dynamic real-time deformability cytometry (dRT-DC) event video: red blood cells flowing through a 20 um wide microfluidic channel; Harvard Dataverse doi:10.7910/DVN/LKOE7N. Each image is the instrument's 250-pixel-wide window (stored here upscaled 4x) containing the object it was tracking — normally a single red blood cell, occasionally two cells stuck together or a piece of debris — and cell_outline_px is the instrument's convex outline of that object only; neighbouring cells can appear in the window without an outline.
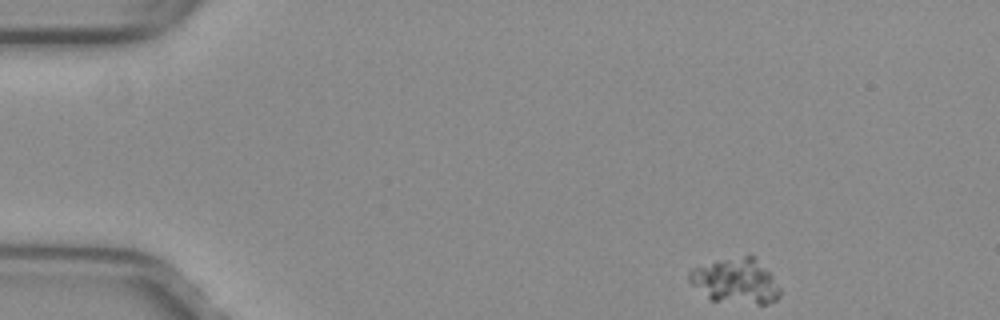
{"species": "common noctule bat (a hibernating species)", "species_latin": "Nyctalus noctula", "temperature_condition": "warm", "stored_images_in_passage": 47, "camera_frame_rate_fps": 3000, "um_per_image_px": 0.085, "animal": {"sex": "female", "body_mass_g": 29.2, "forearm_length_mm": 56.3}, "frame": {"image": 1, "passage_image": 1, "time_ms": 0.0, "image_size_px": [1000, 320], "cell_outline_px": [[780, 296], [776, 300], [768, 304], [756, 304], [708, 300], [688, 280], [688, 272], [692, 268], [724, 260], [744, 256], [756, 256], [772, 276], [780, 288]], "centroid_in_image_um": [62.54, 23.91], "position_along_channel_um": 22.5, "area_um2": 23.7}}
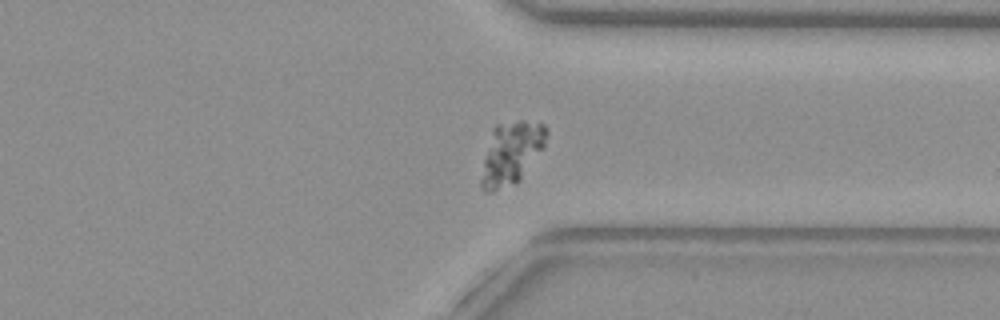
{"frame": {"image": 2, "passage_image": 35, "time_ms": 11.333, "image_size_px": [1000, 320], "cell_outline_px": [[548, 132], [544, 148], [520, 180], [516, 184], [492, 192], [484, 192], [480, 184], [480, 180], [484, 160], [492, 128], [496, 124], [520, 120], [524, 120], [544, 124]], "centroid_in_image_um": [43.47, 13.02], "position_along_channel_um": 367.9, "area_um2": 24.04}}
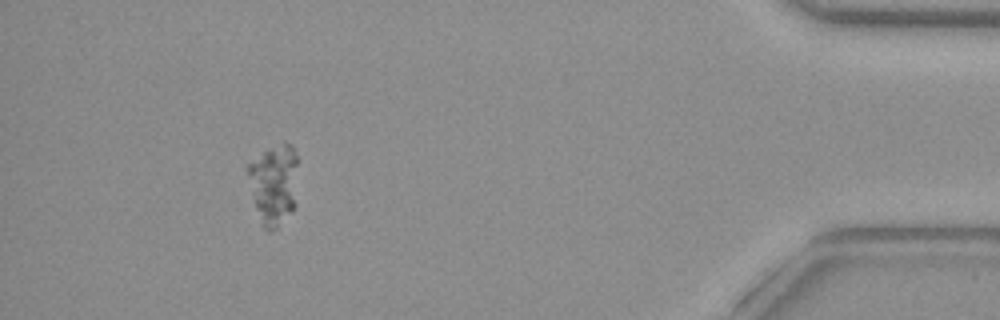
{"frame": {"image": 3, "passage_image": 43, "time_ms": 14.0, "image_size_px": [1000, 320], "cell_outline_px": [[296, 204], [276, 228], [272, 232], [268, 232], [260, 224], [244, 168], [248, 164], [264, 152], [284, 144], [292, 144], [296, 156]], "centroid_in_image_um": [23.23, 15.71], "position_along_channel_um": 412.0, "area_um2": 23.29}}